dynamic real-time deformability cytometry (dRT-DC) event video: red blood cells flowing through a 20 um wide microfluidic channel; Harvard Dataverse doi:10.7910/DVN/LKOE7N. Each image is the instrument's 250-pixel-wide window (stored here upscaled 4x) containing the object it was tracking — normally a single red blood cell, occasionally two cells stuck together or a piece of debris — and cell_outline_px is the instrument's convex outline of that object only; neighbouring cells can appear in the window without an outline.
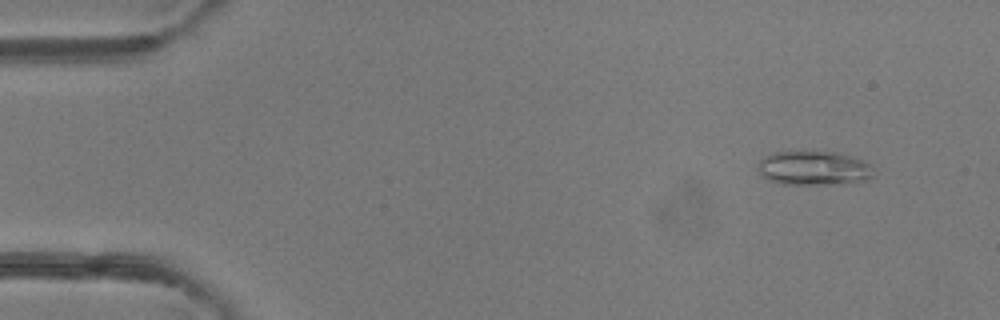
{"species": "common noctule bat (a hibernating species)", "species_latin": "Nyctalus noctula", "temperature_condition": "room temperature", "stored_images_in_passage": 5, "camera_frame_rate_fps": 3000, "um_per_image_px": 0.085, "animal": {"sex": "female"}, "frame": {"image": 1, "passage_image": 2, "time_ms": 1.0, "image_size_px": [1000, 320], "cell_outline_px": [[872, 176], [864, 180], [832, 184], [784, 184], [768, 180], [760, 176], [760, 160], [764, 156], [772, 152], [836, 152], [860, 160], [868, 164], [872, 168]], "centroid_in_image_um": [69.11, 14.3], "position_along_channel_um": 15.9, "area_um2": 22.54}}